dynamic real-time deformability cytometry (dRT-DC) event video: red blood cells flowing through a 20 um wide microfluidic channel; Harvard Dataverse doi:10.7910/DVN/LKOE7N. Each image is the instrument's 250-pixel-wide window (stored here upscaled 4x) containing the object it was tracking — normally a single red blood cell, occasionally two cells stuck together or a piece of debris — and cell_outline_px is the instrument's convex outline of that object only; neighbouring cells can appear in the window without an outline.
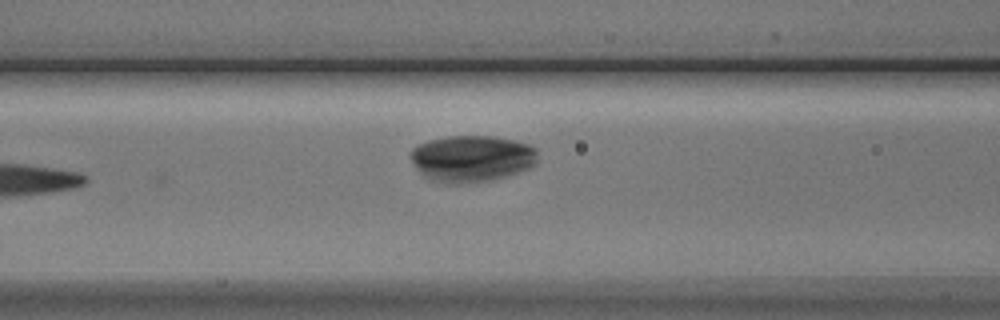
{"species": "Egyptian fruit bat (a non-hibernating species)", "species_latin": "Rousettus aegyptiacus", "temperature_condition": "cold", "stored_images_in_passage": 3, "camera_frame_rate_fps": 3000, "um_per_image_px": 0.085, "animal": {"sex": "male"}, "frame": {"image": 1, "passage_image": 3, "time_ms": 2.667, "image_size_px": [1000, 320], "cell_outline_px": [[536, 164], [520, 172], [492, 180], [456, 184], [440, 180], [428, 176], [420, 172], [412, 164], [408, 156], [412, 148], [428, 140], [448, 136], [492, 136], [516, 140], [528, 144], [536, 148]], "centroid_in_image_um": [40.11, 13.45], "position_along_channel_um": 126.5, "area_um2": 34.33}}